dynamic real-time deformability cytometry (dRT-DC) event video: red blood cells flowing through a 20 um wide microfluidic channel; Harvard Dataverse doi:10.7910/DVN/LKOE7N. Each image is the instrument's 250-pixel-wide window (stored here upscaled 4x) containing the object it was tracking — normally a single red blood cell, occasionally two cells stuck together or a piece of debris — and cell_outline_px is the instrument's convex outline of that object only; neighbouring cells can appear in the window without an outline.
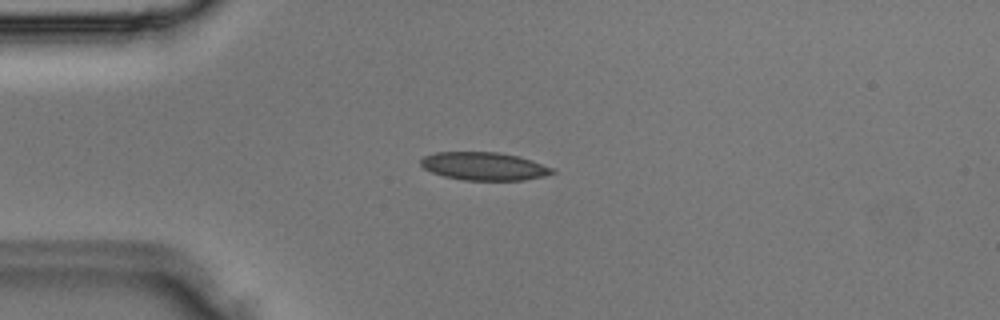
{"species": "Egyptian fruit bat (a non-hibernating species)", "species_latin": "Rousettus aegyptiacus", "temperature_condition": "room temperature", "stored_images_in_passage": 3, "camera_frame_rate_fps": 3000, "um_per_image_px": 0.085, "animal": {"sex": "male"}, "frame": {"image": 1, "passage_image": 2, "time_ms": 0.333, "image_size_px": [1000, 320], "cell_outline_px": [[556, 172], [544, 176], [524, 180], [464, 180], [444, 176], [432, 172], [424, 168], [420, 164], [420, 160], [424, 156], [436, 152], [500, 152], [520, 156], [556, 168]], "centroid_in_image_um": [41.19, 14.12], "position_along_channel_um": 43.8, "area_um2": 21.68}}